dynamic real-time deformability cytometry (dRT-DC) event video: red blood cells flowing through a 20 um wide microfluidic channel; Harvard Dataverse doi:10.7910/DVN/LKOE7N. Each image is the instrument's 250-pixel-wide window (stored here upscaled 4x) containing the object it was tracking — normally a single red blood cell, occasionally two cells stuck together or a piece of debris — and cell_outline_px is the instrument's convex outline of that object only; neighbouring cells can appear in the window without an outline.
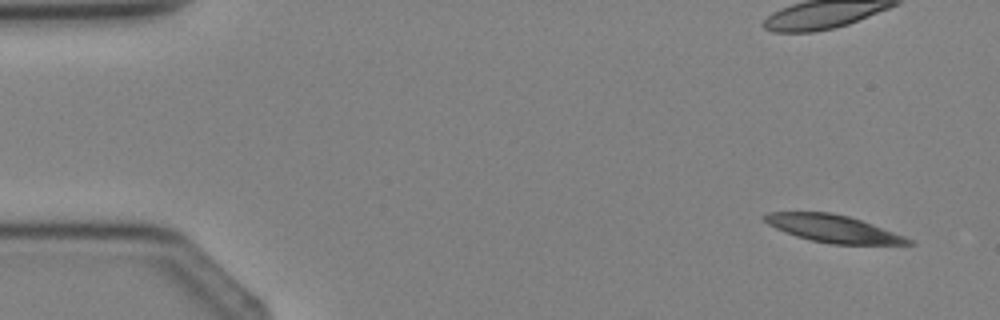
{"species": "Egyptian fruit bat (a non-hibernating species)", "species_latin": "Rousettus aegyptiacus", "temperature_condition": "cold", "stored_images_in_passage": 4, "camera_frame_rate_fps": 3000, "um_per_image_px": 0.085, "animal": {"sex": "female"}, "frame": {"image": 1, "passage_image": 1, "time_ms": 0.0, "image_size_px": [1000, 320], "cell_outline_px": [[916, 244], [832, 244], [812, 240], [796, 236], [784, 232], [768, 224], [760, 216], [768, 212], [828, 212], [848, 216], [872, 224], [904, 236], [912, 240]], "centroid_in_image_um": [70.77, 19.43], "position_along_channel_um": 14.2, "area_um2": 22.66}}